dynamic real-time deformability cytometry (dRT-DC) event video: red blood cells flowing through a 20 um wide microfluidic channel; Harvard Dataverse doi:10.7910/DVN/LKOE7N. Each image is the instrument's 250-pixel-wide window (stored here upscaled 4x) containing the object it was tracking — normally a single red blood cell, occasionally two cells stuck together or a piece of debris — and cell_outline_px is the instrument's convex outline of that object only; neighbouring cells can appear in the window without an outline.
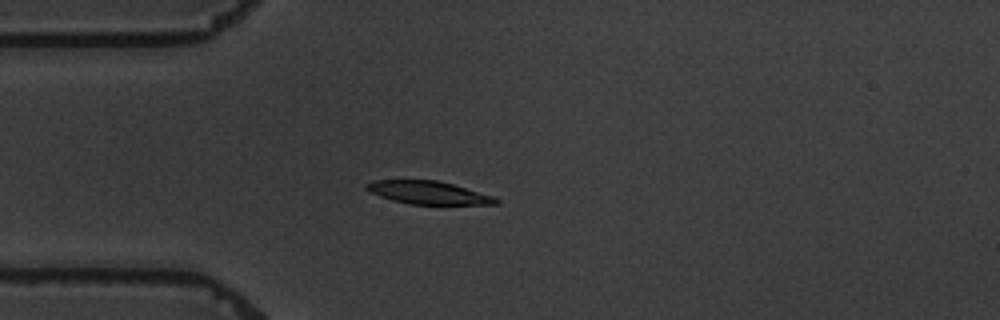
{"species": "common noctule bat (a hibernating species)", "species_latin": "Nyctalus noctula", "temperature_condition": "warm", "stored_images_in_passage": 7, "camera_frame_rate_fps": 3000, "um_per_image_px": 0.085, "animal": {"sex": "male", "body_mass_g": 19.5, "forearm_length_mm": 54.6}, "frame": {"image": 1, "passage_image": 3, "time_ms": 2.333, "image_size_px": [1000, 320], "cell_outline_px": [[500, 204], [408, 204], [392, 200], [368, 192], [364, 188], [364, 184], [376, 180], [436, 180], [452, 184], [492, 196], [500, 200]], "centroid_in_image_um": [36.34, 16.37], "position_along_channel_um": 48.7, "area_um2": 17.22}}
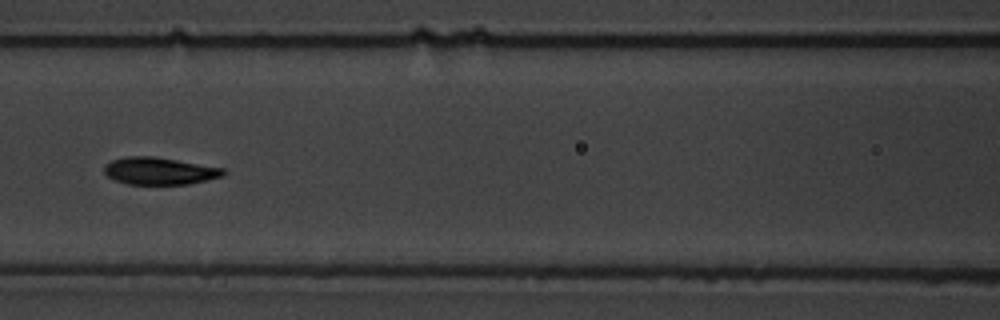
{"frame": {"image": 2, "passage_image": 6, "time_ms": 5.667, "image_size_px": [1000, 320], "cell_outline_px": [[224, 176], [188, 184], [128, 184], [112, 180], [104, 172], [104, 164], [112, 160], [124, 156], [152, 156], [224, 168]], "centroid_in_image_um": [13.5, 14.53], "position_along_channel_um": 153.1, "area_um2": 18.9}}
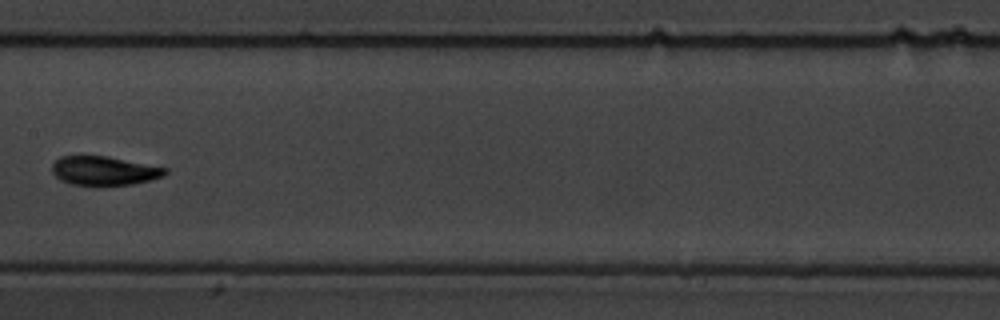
{"frame": {"image": 3, "passage_image": 7, "time_ms": 7.0, "image_size_px": [1000, 320], "cell_outline_px": [[168, 172], [164, 176], [132, 184], [72, 184], [60, 180], [52, 172], [52, 164], [60, 156], [108, 156], [168, 168]], "centroid_in_image_um": [8.86, 14.49], "position_along_channel_um": 198.5, "area_um2": 18.79}}